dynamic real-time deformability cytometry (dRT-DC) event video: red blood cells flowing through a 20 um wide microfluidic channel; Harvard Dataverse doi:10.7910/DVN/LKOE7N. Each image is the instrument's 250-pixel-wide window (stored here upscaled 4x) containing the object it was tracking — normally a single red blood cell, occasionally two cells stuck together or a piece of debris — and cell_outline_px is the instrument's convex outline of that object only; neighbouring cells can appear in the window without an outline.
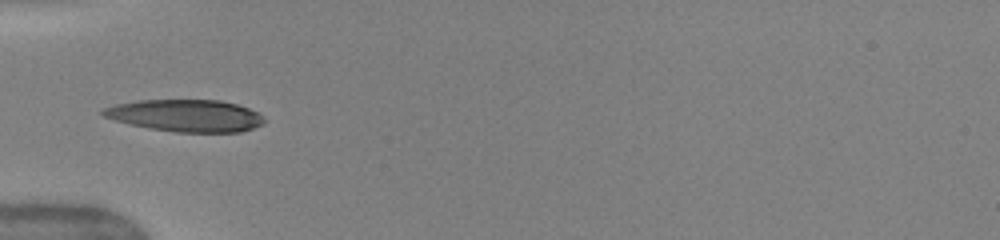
{"species": "human", "species_latin": "Homo sapiens", "temperature_condition": "warm", "stored_images_in_passage": 34, "camera_frame_rate_fps": 3000, "um_per_image_px": 0.085, "donor": {"sex": "female"}, "frame": {"image": 1, "passage_image": 1, "time_ms": 0.0, "image_size_px": [1000, 240], "cell_outline_px": [[268, 120], [264, 124], [240, 132], [176, 132], [148, 128], [116, 120], [104, 116], [100, 112], [104, 108], [116, 104], [140, 100], [220, 100], [236, 104], [248, 108], [264, 116]], "centroid_in_image_um": [15.84, 9.83], "position_along_channel_um": 69.2, "area_um2": 30.06}}
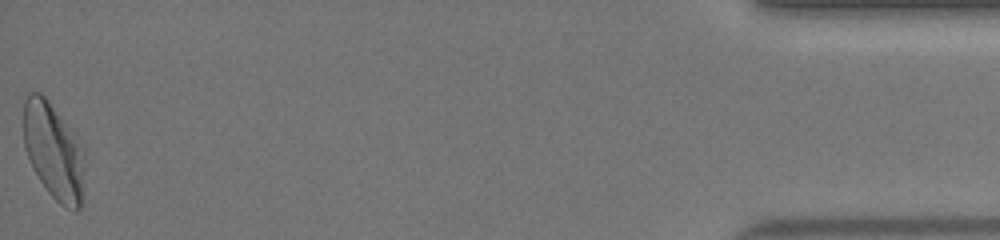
{"frame": {"image": 2, "passage_image": 34, "time_ms": 11.0, "image_size_px": [1000, 240], "cell_outline_px": [[84, 152], [80, 208], [76, 212], [60, 204], [48, 192], [40, 180], [24, 148], [24, 100], [28, 92], [40, 92], [48, 100], [76, 132], [84, 144]], "centroid_in_image_um": [4.57, 12.79], "position_along_channel_um": 430.6, "area_um2": 34.45}, "authors_computed_cell_mechanics": {"area_um2": 30.0271, "velocity_mm_per_s": 4.0546, "shape_relaxation_time_tau1_ms": 3.3567, "shape_relaxation_time_tau2_ms": 0.8681, "deformation_change_tau1": 0.1867, "deformation_change_tau2": 0.0505}}